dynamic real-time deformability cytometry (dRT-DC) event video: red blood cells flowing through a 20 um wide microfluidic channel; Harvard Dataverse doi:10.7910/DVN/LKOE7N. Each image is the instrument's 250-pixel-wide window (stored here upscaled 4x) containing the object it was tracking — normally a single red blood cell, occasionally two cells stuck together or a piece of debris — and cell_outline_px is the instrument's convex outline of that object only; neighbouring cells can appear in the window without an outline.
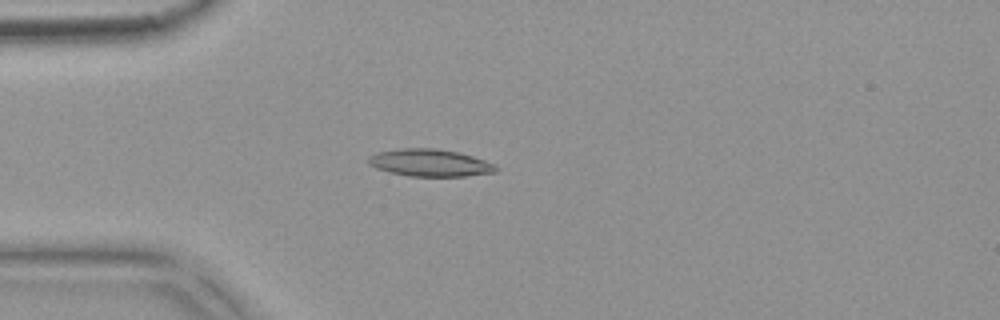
{"species": "common noctule bat (a hibernating species)", "species_latin": "Nyctalus noctula", "temperature_condition": "warm", "stored_images_in_passage": 3, "camera_frame_rate_fps": 3000, "um_per_image_px": 0.085, "animal": {"sex": "female", "body_mass_g": 18.4}, "frame": {"image": 1, "passage_image": 2, "time_ms": 0.333, "image_size_px": [1000, 320], "cell_outline_px": [[496, 172], [464, 176], [408, 176], [388, 172], [376, 168], [368, 164], [368, 156], [376, 152], [404, 148], [432, 148], [456, 152], [472, 156], [484, 160], [492, 164], [496, 168]], "centroid_in_image_um": [36.47, 13.84], "position_along_channel_um": 48.5, "area_um2": 20.06}}